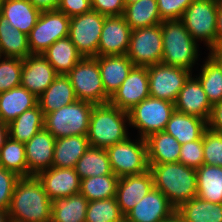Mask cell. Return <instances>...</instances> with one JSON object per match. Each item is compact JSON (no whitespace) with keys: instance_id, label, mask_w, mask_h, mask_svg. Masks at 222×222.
Masks as SVG:
<instances>
[{"instance_id":"ac0fdd59","label":"cell","mask_w":222,"mask_h":222,"mask_svg":"<svg viewBox=\"0 0 222 222\" xmlns=\"http://www.w3.org/2000/svg\"><path fill=\"white\" fill-rule=\"evenodd\" d=\"M57 75L42 54H31L23 60L20 85L38 98Z\"/></svg>"},{"instance_id":"9c48e42d","label":"cell","mask_w":222,"mask_h":222,"mask_svg":"<svg viewBox=\"0 0 222 222\" xmlns=\"http://www.w3.org/2000/svg\"><path fill=\"white\" fill-rule=\"evenodd\" d=\"M135 141L128 137L106 149L112 171L117 177L138 175L149 170L146 141L140 137Z\"/></svg>"},{"instance_id":"cb8c5ba5","label":"cell","mask_w":222,"mask_h":222,"mask_svg":"<svg viewBox=\"0 0 222 222\" xmlns=\"http://www.w3.org/2000/svg\"><path fill=\"white\" fill-rule=\"evenodd\" d=\"M37 104L38 98L21 85L2 92L0 93V119L9 124Z\"/></svg>"},{"instance_id":"8d00e7d4","label":"cell","mask_w":222,"mask_h":222,"mask_svg":"<svg viewBox=\"0 0 222 222\" xmlns=\"http://www.w3.org/2000/svg\"><path fill=\"white\" fill-rule=\"evenodd\" d=\"M75 171L80 180L93 176L114 174L107 150L91 146L77 161Z\"/></svg>"},{"instance_id":"bcb514c9","label":"cell","mask_w":222,"mask_h":222,"mask_svg":"<svg viewBox=\"0 0 222 222\" xmlns=\"http://www.w3.org/2000/svg\"><path fill=\"white\" fill-rule=\"evenodd\" d=\"M91 9L105 16L123 15L124 0H91Z\"/></svg>"},{"instance_id":"680465c9","label":"cell","mask_w":222,"mask_h":222,"mask_svg":"<svg viewBox=\"0 0 222 222\" xmlns=\"http://www.w3.org/2000/svg\"><path fill=\"white\" fill-rule=\"evenodd\" d=\"M5 0H0V15L2 13V6H3V3H4Z\"/></svg>"},{"instance_id":"4fadbf2b","label":"cell","mask_w":222,"mask_h":222,"mask_svg":"<svg viewBox=\"0 0 222 222\" xmlns=\"http://www.w3.org/2000/svg\"><path fill=\"white\" fill-rule=\"evenodd\" d=\"M151 97L175 103L179 91L192 74L191 71L162 62L147 67Z\"/></svg>"},{"instance_id":"8fae6325","label":"cell","mask_w":222,"mask_h":222,"mask_svg":"<svg viewBox=\"0 0 222 222\" xmlns=\"http://www.w3.org/2000/svg\"><path fill=\"white\" fill-rule=\"evenodd\" d=\"M106 16L95 10L70 18L69 38L83 57L98 56V46Z\"/></svg>"},{"instance_id":"e575fe53","label":"cell","mask_w":222,"mask_h":222,"mask_svg":"<svg viewBox=\"0 0 222 222\" xmlns=\"http://www.w3.org/2000/svg\"><path fill=\"white\" fill-rule=\"evenodd\" d=\"M123 17L132 30L162 23L157 0H139L125 6Z\"/></svg>"},{"instance_id":"6f0895ef","label":"cell","mask_w":222,"mask_h":222,"mask_svg":"<svg viewBox=\"0 0 222 222\" xmlns=\"http://www.w3.org/2000/svg\"><path fill=\"white\" fill-rule=\"evenodd\" d=\"M8 222H26L9 217Z\"/></svg>"},{"instance_id":"91938a15","label":"cell","mask_w":222,"mask_h":222,"mask_svg":"<svg viewBox=\"0 0 222 222\" xmlns=\"http://www.w3.org/2000/svg\"><path fill=\"white\" fill-rule=\"evenodd\" d=\"M120 222H129L126 218H123Z\"/></svg>"},{"instance_id":"7a4b0ae2","label":"cell","mask_w":222,"mask_h":222,"mask_svg":"<svg viewBox=\"0 0 222 222\" xmlns=\"http://www.w3.org/2000/svg\"><path fill=\"white\" fill-rule=\"evenodd\" d=\"M154 188L160 190L177 209L197 196L196 169L175 163L149 164Z\"/></svg>"},{"instance_id":"277c9868","label":"cell","mask_w":222,"mask_h":222,"mask_svg":"<svg viewBox=\"0 0 222 222\" xmlns=\"http://www.w3.org/2000/svg\"><path fill=\"white\" fill-rule=\"evenodd\" d=\"M162 63L192 71L198 61V44L187 31L181 20H163Z\"/></svg>"},{"instance_id":"d4e9b609","label":"cell","mask_w":222,"mask_h":222,"mask_svg":"<svg viewBox=\"0 0 222 222\" xmlns=\"http://www.w3.org/2000/svg\"><path fill=\"white\" fill-rule=\"evenodd\" d=\"M206 129V120L175 110L171 114L164 131L173 136L182 145L200 139Z\"/></svg>"},{"instance_id":"6da1fadb","label":"cell","mask_w":222,"mask_h":222,"mask_svg":"<svg viewBox=\"0 0 222 222\" xmlns=\"http://www.w3.org/2000/svg\"><path fill=\"white\" fill-rule=\"evenodd\" d=\"M9 217L26 222H51L52 200L36 176L21 177L13 190Z\"/></svg>"},{"instance_id":"f907efd6","label":"cell","mask_w":222,"mask_h":222,"mask_svg":"<svg viewBox=\"0 0 222 222\" xmlns=\"http://www.w3.org/2000/svg\"><path fill=\"white\" fill-rule=\"evenodd\" d=\"M222 42V0L219 1L216 19V46Z\"/></svg>"},{"instance_id":"7dc6e473","label":"cell","mask_w":222,"mask_h":222,"mask_svg":"<svg viewBox=\"0 0 222 222\" xmlns=\"http://www.w3.org/2000/svg\"><path fill=\"white\" fill-rule=\"evenodd\" d=\"M57 10L71 18L90 11L91 0H60Z\"/></svg>"},{"instance_id":"ba28073f","label":"cell","mask_w":222,"mask_h":222,"mask_svg":"<svg viewBox=\"0 0 222 222\" xmlns=\"http://www.w3.org/2000/svg\"><path fill=\"white\" fill-rule=\"evenodd\" d=\"M175 111L174 103L149 96L130 111L129 126L139 131L140 138L165 130L171 114Z\"/></svg>"},{"instance_id":"44dd1931","label":"cell","mask_w":222,"mask_h":222,"mask_svg":"<svg viewBox=\"0 0 222 222\" xmlns=\"http://www.w3.org/2000/svg\"><path fill=\"white\" fill-rule=\"evenodd\" d=\"M154 187L150 170L138 174L119 177L116 200L125 216Z\"/></svg>"},{"instance_id":"9a60e30c","label":"cell","mask_w":222,"mask_h":222,"mask_svg":"<svg viewBox=\"0 0 222 222\" xmlns=\"http://www.w3.org/2000/svg\"><path fill=\"white\" fill-rule=\"evenodd\" d=\"M132 29L123 15L106 16L98 46V56L125 55Z\"/></svg>"},{"instance_id":"4dcf8cb0","label":"cell","mask_w":222,"mask_h":222,"mask_svg":"<svg viewBox=\"0 0 222 222\" xmlns=\"http://www.w3.org/2000/svg\"><path fill=\"white\" fill-rule=\"evenodd\" d=\"M176 213L184 222H222V203H212L196 196L182 203Z\"/></svg>"},{"instance_id":"3957f363","label":"cell","mask_w":222,"mask_h":222,"mask_svg":"<svg viewBox=\"0 0 222 222\" xmlns=\"http://www.w3.org/2000/svg\"><path fill=\"white\" fill-rule=\"evenodd\" d=\"M128 112L107 104L93 107L87 138L89 145L95 148L107 149L108 147L125 141L128 136Z\"/></svg>"},{"instance_id":"f546056e","label":"cell","mask_w":222,"mask_h":222,"mask_svg":"<svg viewBox=\"0 0 222 222\" xmlns=\"http://www.w3.org/2000/svg\"><path fill=\"white\" fill-rule=\"evenodd\" d=\"M29 55L28 35L15 29L0 15V56L24 60Z\"/></svg>"},{"instance_id":"ffe728a7","label":"cell","mask_w":222,"mask_h":222,"mask_svg":"<svg viewBox=\"0 0 222 222\" xmlns=\"http://www.w3.org/2000/svg\"><path fill=\"white\" fill-rule=\"evenodd\" d=\"M36 177L51 200L80 192V179L75 168L51 167L42 170Z\"/></svg>"},{"instance_id":"7402d4cb","label":"cell","mask_w":222,"mask_h":222,"mask_svg":"<svg viewBox=\"0 0 222 222\" xmlns=\"http://www.w3.org/2000/svg\"><path fill=\"white\" fill-rule=\"evenodd\" d=\"M105 93L111 97L134 67L127 55L95 56Z\"/></svg>"},{"instance_id":"f35d334b","label":"cell","mask_w":222,"mask_h":222,"mask_svg":"<svg viewBox=\"0 0 222 222\" xmlns=\"http://www.w3.org/2000/svg\"><path fill=\"white\" fill-rule=\"evenodd\" d=\"M0 167L16 173L19 177H27L25 143L8 137L0 149Z\"/></svg>"},{"instance_id":"d6986e66","label":"cell","mask_w":222,"mask_h":222,"mask_svg":"<svg viewBox=\"0 0 222 222\" xmlns=\"http://www.w3.org/2000/svg\"><path fill=\"white\" fill-rule=\"evenodd\" d=\"M174 106L175 110L180 113L196 116L206 121H208L212 109L202 84L197 76L192 77V74L179 91Z\"/></svg>"},{"instance_id":"30bf717a","label":"cell","mask_w":222,"mask_h":222,"mask_svg":"<svg viewBox=\"0 0 222 222\" xmlns=\"http://www.w3.org/2000/svg\"><path fill=\"white\" fill-rule=\"evenodd\" d=\"M70 17L58 10L41 11L36 25L28 34L31 54H42L59 39L69 36Z\"/></svg>"},{"instance_id":"11a10c76","label":"cell","mask_w":222,"mask_h":222,"mask_svg":"<svg viewBox=\"0 0 222 222\" xmlns=\"http://www.w3.org/2000/svg\"><path fill=\"white\" fill-rule=\"evenodd\" d=\"M9 213L7 210H0V222H8Z\"/></svg>"},{"instance_id":"2e32d148","label":"cell","mask_w":222,"mask_h":222,"mask_svg":"<svg viewBox=\"0 0 222 222\" xmlns=\"http://www.w3.org/2000/svg\"><path fill=\"white\" fill-rule=\"evenodd\" d=\"M176 208L158 189L152 188L126 215L129 222H161L170 218Z\"/></svg>"},{"instance_id":"5b68a950","label":"cell","mask_w":222,"mask_h":222,"mask_svg":"<svg viewBox=\"0 0 222 222\" xmlns=\"http://www.w3.org/2000/svg\"><path fill=\"white\" fill-rule=\"evenodd\" d=\"M95 105L82 100L45 115L44 128L55 138L87 136L90 116Z\"/></svg>"},{"instance_id":"d6a6232c","label":"cell","mask_w":222,"mask_h":222,"mask_svg":"<svg viewBox=\"0 0 222 222\" xmlns=\"http://www.w3.org/2000/svg\"><path fill=\"white\" fill-rule=\"evenodd\" d=\"M88 202L81 193L53 199L51 222H85Z\"/></svg>"},{"instance_id":"836d02e7","label":"cell","mask_w":222,"mask_h":222,"mask_svg":"<svg viewBox=\"0 0 222 222\" xmlns=\"http://www.w3.org/2000/svg\"><path fill=\"white\" fill-rule=\"evenodd\" d=\"M197 77L211 105L222 102V61L209 52Z\"/></svg>"},{"instance_id":"f6af8a7d","label":"cell","mask_w":222,"mask_h":222,"mask_svg":"<svg viewBox=\"0 0 222 222\" xmlns=\"http://www.w3.org/2000/svg\"><path fill=\"white\" fill-rule=\"evenodd\" d=\"M194 0H157L162 20H180L184 11Z\"/></svg>"},{"instance_id":"9f6ffc18","label":"cell","mask_w":222,"mask_h":222,"mask_svg":"<svg viewBox=\"0 0 222 222\" xmlns=\"http://www.w3.org/2000/svg\"><path fill=\"white\" fill-rule=\"evenodd\" d=\"M137 1H139V0H124V3H125V6H127V5L137 2Z\"/></svg>"},{"instance_id":"484cf974","label":"cell","mask_w":222,"mask_h":222,"mask_svg":"<svg viewBox=\"0 0 222 222\" xmlns=\"http://www.w3.org/2000/svg\"><path fill=\"white\" fill-rule=\"evenodd\" d=\"M145 141L149 164L175 163L179 161L181 145L165 131L153 133Z\"/></svg>"},{"instance_id":"7bdbcfd3","label":"cell","mask_w":222,"mask_h":222,"mask_svg":"<svg viewBox=\"0 0 222 222\" xmlns=\"http://www.w3.org/2000/svg\"><path fill=\"white\" fill-rule=\"evenodd\" d=\"M178 162L194 169H198L204 164L203 136L198 140L181 145Z\"/></svg>"},{"instance_id":"816d5d0a","label":"cell","mask_w":222,"mask_h":222,"mask_svg":"<svg viewBox=\"0 0 222 222\" xmlns=\"http://www.w3.org/2000/svg\"><path fill=\"white\" fill-rule=\"evenodd\" d=\"M8 137V124L0 119V149L4 146V143Z\"/></svg>"},{"instance_id":"f1b7e54d","label":"cell","mask_w":222,"mask_h":222,"mask_svg":"<svg viewBox=\"0 0 222 222\" xmlns=\"http://www.w3.org/2000/svg\"><path fill=\"white\" fill-rule=\"evenodd\" d=\"M89 147L87 136L56 138L52 167L75 168L77 161Z\"/></svg>"},{"instance_id":"e0dca14e","label":"cell","mask_w":222,"mask_h":222,"mask_svg":"<svg viewBox=\"0 0 222 222\" xmlns=\"http://www.w3.org/2000/svg\"><path fill=\"white\" fill-rule=\"evenodd\" d=\"M56 138L45 128L25 143L27 177L52 167Z\"/></svg>"},{"instance_id":"681fc988","label":"cell","mask_w":222,"mask_h":222,"mask_svg":"<svg viewBox=\"0 0 222 222\" xmlns=\"http://www.w3.org/2000/svg\"><path fill=\"white\" fill-rule=\"evenodd\" d=\"M40 11L57 10L60 0H28Z\"/></svg>"},{"instance_id":"52a82bcc","label":"cell","mask_w":222,"mask_h":222,"mask_svg":"<svg viewBox=\"0 0 222 222\" xmlns=\"http://www.w3.org/2000/svg\"><path fill=\"white\" fill-rule=\"evenodd\" d=\"M78 100L94 105L107 104L110 97L105 93L98 60L83 57L67 74Z\"/></svg>"},{"instance_id":"74e56055","label":"cell","mask_w":222,"mask_h":222,"mask_svg":"<svg viewBox=\"0 0 222 222\" xmlns=\"http://www.w3.org/2000/svg\"><path fill=\"white\" fill-rule=\"evenodd\" d=\"M119 177L115 174L93 176L80 180V192L88 201L116 197Z\"/></svg>"},{"instance_id":"ee69618b","label":"cell","mask_w":222,"mask_h":222,"mask_svg":"<svg viewBox=\"0 0 222 222\" xmlns=\"http://www.w3.org/2000/svg\"><path fill=\"white\" fill-rule=\"evenodd\" d=\"M20 178L16 173L0 167V210H9L13 190Z\"/></svg>"},{"instance_id":"4316f807","label":"cell","mask_w":222,"mask_h":222,"mask_svg":"<svg viewBox=\"0 0 222 222\" xmlns=\"http://www.w3.org/2000/svg\"><path fill=\"white\" fill-rule=\"evenodd\" d=\"M41 11L28 0H5L1 15L21 32L28 35L36 25Z\"/></svg>"},{"instance_id":"83f0119b","label":"cell","mask_w":222,"mask_h":222,"mask_svg":"<svg viewBox=\"0 0 222 222\" xmlns=\"http://www.w3.org/2000/svg\"><path fill=\"white\" fill-rule=\"evenodd\" d=\"M42 56L53 66L57 74L63 75H67L83 58L69 37L54 42Z\"/></svg>"},{"instance_id":"c3c4849f","label":"cell","mask_w":222,"mask_h":222,"mask_svg":"<svg viewBox=\"0 0 222 222\" xmlns=\"http://www.w3.org/2000/svg\"><path fill=\"white\" fill-rule=\"evenodd\" d=\"M207 128L214 132L222 133V102L212 105Z\"/></svg>"},{"instance_id":"1f68e13d","label":"cell","mask_w":222,"mask_h":222,"mask_svg":"<svg viewBox=\"0 0 222 222\" xmlns=\"http://www.w3.org/2000/svg\"><path fill=\"white\" fill-rule=\"evenodd\" d=\"M44 120V113L39 104H37L35 107L24 111L8 124L9 137L13 140L26 143L44 128Z\"/></svg>"},{"instance_id":"5bb4252c","label":"cell","mask_w":222,"mask_h":222,"mask_svg":"<svg viewBox=\"0 0 222 222\" xmlns=\"http://www.w3.org/2000/svg\"><path fill=\"white\" fill-rule=\"evenodd\" d=\"M149 96L147 67L134 66L108 103L128 112Z\"/></svg>"},{"instance_id":"b9f144b4","label":"cell","mask_w":222,"mask_h":222,"mask_svg":"<svg viewBox=\"0 0 222 222\" xmlns=\"http://www.w3.org/2000/svg\"><path fill=\"white\" fill-rule=\"evenodd\" d=\"M204 164L222 167V133L206 129L203 133Z\"/></svg>"},{"instance_id":"8992f818","label":"cell","mask_w":222,"mask_h":222,"mask_svg":"<svg viewBox=\"0 0 222 222\" xmlns=\"http://www.w3.org/2000/svg\"><path fill=\"white\" fill-rule=\"evenodd\" d=\"M220 0H194L184 11L181 21L192 38L204 41L208 50L216 48V19Z\"/></svg>"},{"instance_id":"7c38bea8","label":"cell","mask_w":222,"mask_h":222,"mask_svg":"<svg viewBox=\"0 0 222 222\" xmlns=\"http://www.w3.org/2000/svg\"><path fill=\"white\" fill-rule=\"evenodd\" d=\"M161 24L132 30L126 53L134 66L148 67L162 62Z\"/></svg>"},{"instance_id":"60d3db41","label":"cell","mask_w":222,"mask_h":222,"mask_svg":"<svg viewBox=\"0 0 222 222\" xmlns=\"http://www.w3.org/2000/svg\"><path fill=\"white\" fill-rule=\"evenodd\" d=\"M3 59V60H2ZM0 56V93L20 86L23 60Z\"/></svg>"},{"instance_id":"db71d44e","label":"cell","mask_w":222,"mask_h":222,"mask_svg":"<svg viewBox=\"0 0 222 222\" xmlns=\"http://www.w3.org/2000/svg\"><path fill=\"white\" fill-rule=\"evenodd\" d=\"M222 61V42H220L216 48L212 51Z\"/></svg>"},{"instance_id":"ab89813d","label":"cell","mask_w":222,"mask_h":222,"mask_svg":"<svg viewBox=\"0 0 222 222\" xmlns=\"http://www.w3.org/2000/svg\"><path fill=\"white\" fill-rule=\"evenodd\" d=\"M123 218L116 197L88 202L85 222H120Z\"/></svg>"},{"instance_id":"f5cc1de1","label":"cell","mask_w":222,"mask_h":222,"mask_svg":"<svg viewBox=\"0 0 222 222\" xmlns=\"http://www.w3.org/2000/svg\"><path fill=\"white\" fill-rule=\"evenodd\" d=\"M161 222H184L182 218L175 212L170 218Z\"/></svg>"},{"instance_id":"d590c367","label":"cell","mask_w":222,"mask_h":222,"mask_svg":"<svg viewBox=\"0 0 222 222\" xmlns=\"http://www.w3.org/2000/svg\"><path fill=\"white\" fill-rule=\"evenodd\" d=\"M197 197L222 203V167L203 164L196 169Z\"/></svg>"},{"instance_id":"603a6c76","label":"cell","mask_w":222,"mask_h":222,"mask_svg":"<svg viewBox=\"0 0 222 222\" xmlns=\"http://www.w3.org/2000/svg\"><path fill=\"white\" fill-rule=\"evenodd\" d=\"M77 100L69 77L58 74L48 88L38 97V104L45 116Z\"/></svg>"}]
</instances>
